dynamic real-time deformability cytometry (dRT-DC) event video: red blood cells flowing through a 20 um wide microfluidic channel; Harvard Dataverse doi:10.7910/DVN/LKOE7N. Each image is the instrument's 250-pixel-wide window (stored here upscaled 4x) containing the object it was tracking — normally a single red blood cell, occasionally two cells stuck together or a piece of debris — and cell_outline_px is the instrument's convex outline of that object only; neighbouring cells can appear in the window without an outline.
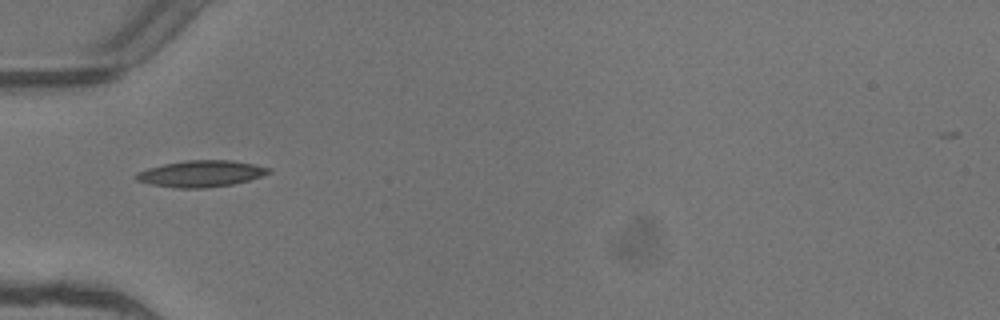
{"species": "common noctule bat (a hibernating species)", "species_latin": "Nyctalus noctula", "temperature_condition": "warm", "stored_images_in_passage": 5, "camera_frame_rate_fps": 3000, "um_per_image_px": 0.085, "animal": {"sex": "female"}, "frame": {"image": 1, "passage_image": 4, "time_ms": 1.0, "image_size_px": [1000, 320], "cell_outline_px": [[272, 172], [248, 180], [232, 184], [208, 188], [176, 188], [148, 184], [136, 180], [136, 172], [148, 168], [164, 164], [184, 160], [232, 160], [252, 164], [268, 168]], "centroid_in_image_um": [17.03, 14.76], "position_along_channel_um": 68.0, "area_um2": 20.35}}
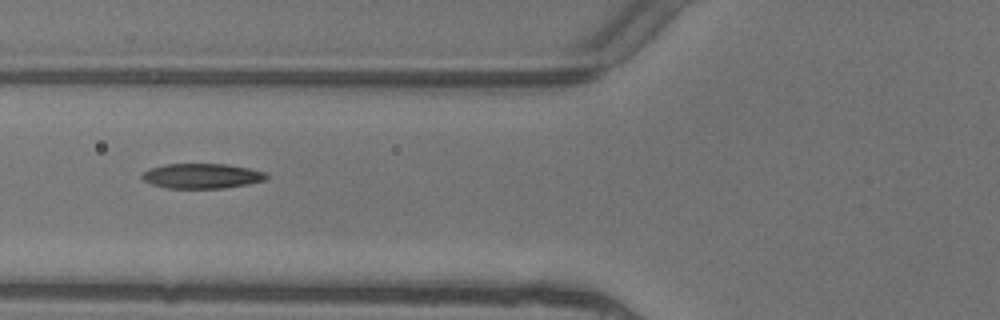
{"frame": {"image": 2, "passage_image": 5, "time_ms": 1.333, "image_size_px": [1000, 320], "cell_outline_px": [[268, 176], [264, 180], [248, 184], [224, 188], [168, 188], [152, 184], [144, 180], [140, 176], [148, 168], [164, 164], [228, 164], [248, 168], [264, 172]], "centroid_in_image_um": [17.13, 14.95], "position_along_channel_um": 108.7, "area_um2": 18.03}}